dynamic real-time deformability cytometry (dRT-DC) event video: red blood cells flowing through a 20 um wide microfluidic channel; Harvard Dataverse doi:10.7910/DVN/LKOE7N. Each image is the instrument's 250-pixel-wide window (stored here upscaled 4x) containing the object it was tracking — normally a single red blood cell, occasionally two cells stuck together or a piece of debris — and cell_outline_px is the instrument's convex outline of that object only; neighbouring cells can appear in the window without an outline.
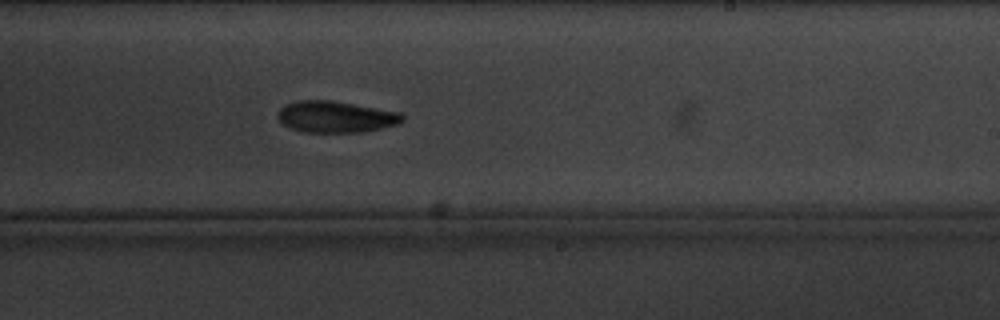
{"species": "common noctule bat (a hibernating species)", "species_latin": "Nyctalus noctula", "temperature_condition": "cold", "stored_images_in_passage": 11, "camera_frame_rate_fps": 3000, "um_per_image_px": 0.085, "animal": {"sex": "male", "body_mass_g": 20.1, "forearm_length_mm": 53.5}, "frame": {"image": 1, "passage_image": 11, "time_ms": 11.667, "image_size_px": [1000, 320], "cell_outline_px": [[404, 120], [400, 124], [364, 132], [304, 132], [288, 128], [276, 116], [280, 108], [284, 104], [296, 100], [332, 100], [400, 112], [404, 116]], "centroid_in_image_um": [28.53, 9.93], "position_along_channel_um": 260.5, "area_um2": 23.12}}